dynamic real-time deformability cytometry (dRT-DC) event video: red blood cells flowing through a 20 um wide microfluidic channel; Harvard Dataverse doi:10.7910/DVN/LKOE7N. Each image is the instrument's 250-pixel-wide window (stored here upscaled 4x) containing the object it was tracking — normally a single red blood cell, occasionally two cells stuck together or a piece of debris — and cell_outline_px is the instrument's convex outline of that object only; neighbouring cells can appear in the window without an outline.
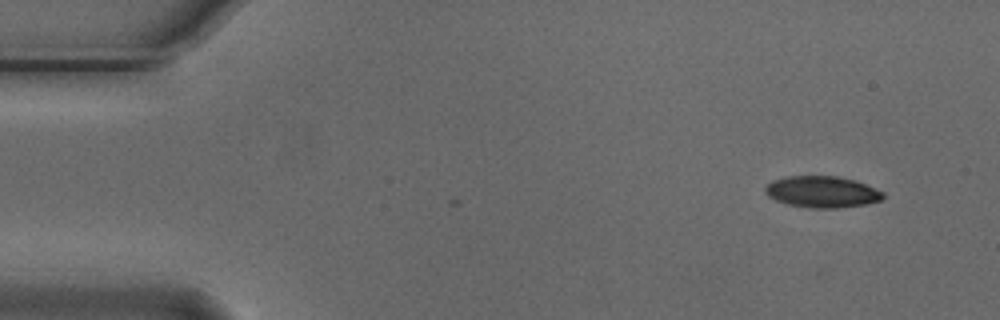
{"species": "Egyptian fruit bat (a non-hibernating species)", "species_latin": "Rousettus aegyptiacus", "temperature_condition": "cold", "stored_images_in_passage": 3, "camera_frame_rate_fps": 3000, "um_per_image_px": 0.085, "animal": {"sex": "male"}, "frame": {"image": 1, "passage_image": 3, "time_ms": 0.667, "image_size_px": [1000, 320], "cell_outline_px": [[884, 196], [880, 200], [864, 204], [836, 208], [812, 208], [788, 204], [776, 200], [768, 196], [764, 192], [764, 188], [772, 180], [788, 176], [836, 176], [852, 180], [864, 184], [884, 192]], "centroid_in_image_um": [69.83, 16.3], "position_along_channel_um": 15.2, "area_um2": 21.33}}